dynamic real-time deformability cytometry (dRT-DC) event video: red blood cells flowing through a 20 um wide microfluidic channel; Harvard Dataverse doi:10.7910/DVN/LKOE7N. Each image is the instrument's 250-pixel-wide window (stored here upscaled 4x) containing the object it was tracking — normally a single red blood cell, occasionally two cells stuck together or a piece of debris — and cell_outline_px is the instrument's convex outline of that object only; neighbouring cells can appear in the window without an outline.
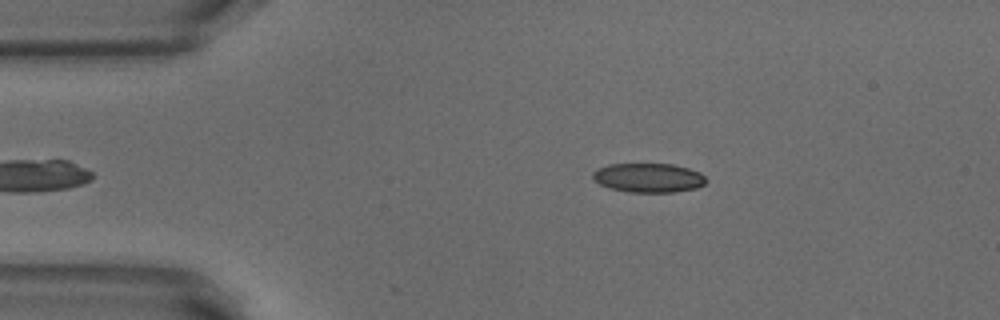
{"species": "common noctule bat (a hibernating species)", "species_latin": "Nyctalus noctula", "temperature_condition": "warm", "stored_images_in_passage": 10, "camera_frame_rate_fps": 3000, "um_per_image_px": 0.085, "animal": {"sex": "male", "body_mass_g": 18.8}, "frame": {"image": 1, "passage_image": 4, "time_ms": 1.0, "image_size_px": [1000, 320], "cell_outline_px": [[708, 180], [704, 184], [696, 188], [676, 192], [628, 192], [612, 188], [600, 184], [592, 176], [592, 172], [596, 168], [608, 164], [672, 164], [688, 168], [700, 172]], "centroid_in_image_um": [55.13, 15.1], "position_along_channel_um": 29.9, "area_um2": 19.31}}